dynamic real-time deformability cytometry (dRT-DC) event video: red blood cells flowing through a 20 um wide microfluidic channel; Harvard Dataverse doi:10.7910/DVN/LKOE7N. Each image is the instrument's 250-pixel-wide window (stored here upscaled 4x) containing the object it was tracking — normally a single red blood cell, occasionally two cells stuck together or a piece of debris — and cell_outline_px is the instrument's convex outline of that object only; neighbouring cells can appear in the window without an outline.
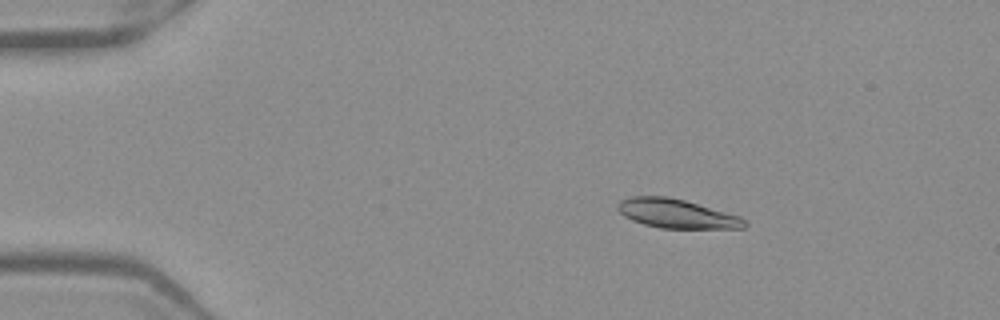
{"species": "Egyptian fruit bat (a non-hibernating species)", "species_latin": "Rousettus aegyptiacus", "temperature_condition": "warm", "stored_images_in_passage": 52, "camera_frame_rate_fps": 3000, "um_per_image_px": 0.085, "frame": {"image": 1, "passage_image": 9, "time_ms": 2.667, "image_size_px": [1000, 320], "cell_outline_px": [[748, 224], [744, 228], [660, 228], [644, 224], [632, 220], [624, 216], [616, 208], [616, 204], [620, 200], [632, 196], [668, 196], [684, 200], [740, 216]], "centroid_in_image_um": [57.48, 18.15], "position_along_channel_um": 27.5, "area_um2": 21.39}}
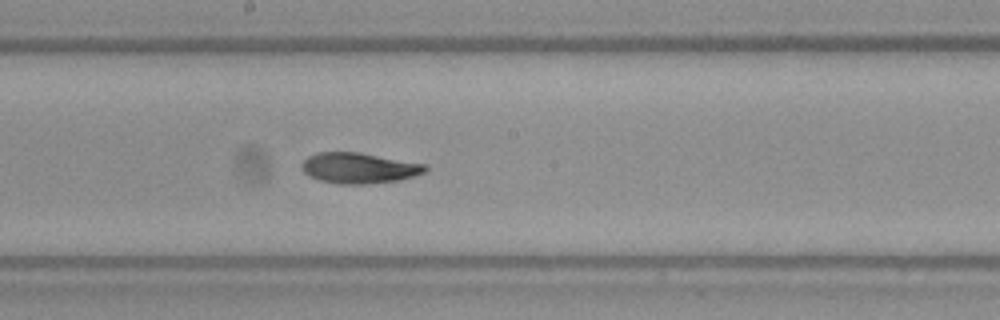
{"frame": {"image": 2, "passage_image": 29, "time_ms": 9.333, "image_size_px": [1000, 320], "cell_outline_px": [[428, 168], [424, 172], [400, 180], [364, 184], [340, 184], [320, 180], [304, 172], [300, 168], [300, 164], [308, 156], [316, 152], [360, 152], [428, 164]], "centroid_in_image_um": [30.52, 14.27], "position_along_channel_um": 217.7, "area_um2": 22.14}}
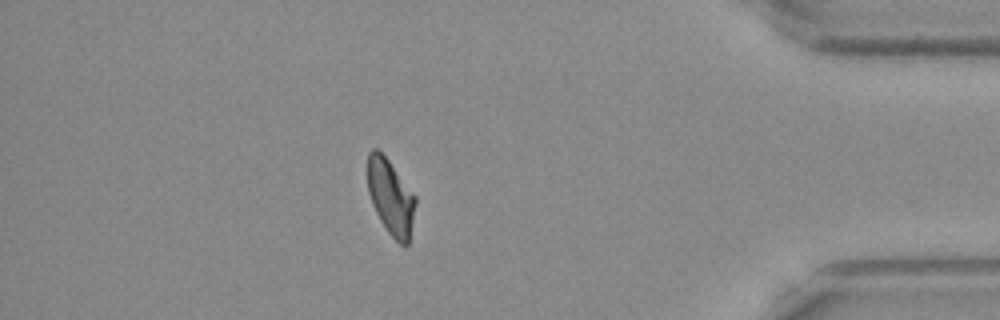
{"frame": {"image": 3, "passage_image": 46, "time_ms": 15.0, "image_size_px": [1000, 320], "cell_outline_px": [[416, 204], [408, 244], [400, 244], [388, 232], [380, 220], [372, 204], [368, 192], [368, 152], [372, 148], [376, 148], [388, 160], [416, 196]], "centroid_in_image_um": [33.2, 16.74], "position_along_channel_um": 402.0, "area_um2": 20.75}, "authors_computed_cell_mechanics": {"area_um2": 21.7617, "velocity_mm_per_s": 3.9223, "shape_relaxation_time_tau1_ms": 9.695, "shape_relaxation_time_tau2_ms": 8.6015, "deformation_change_tau1": 0.228, "deformation_change_tau2": 0.1191}}